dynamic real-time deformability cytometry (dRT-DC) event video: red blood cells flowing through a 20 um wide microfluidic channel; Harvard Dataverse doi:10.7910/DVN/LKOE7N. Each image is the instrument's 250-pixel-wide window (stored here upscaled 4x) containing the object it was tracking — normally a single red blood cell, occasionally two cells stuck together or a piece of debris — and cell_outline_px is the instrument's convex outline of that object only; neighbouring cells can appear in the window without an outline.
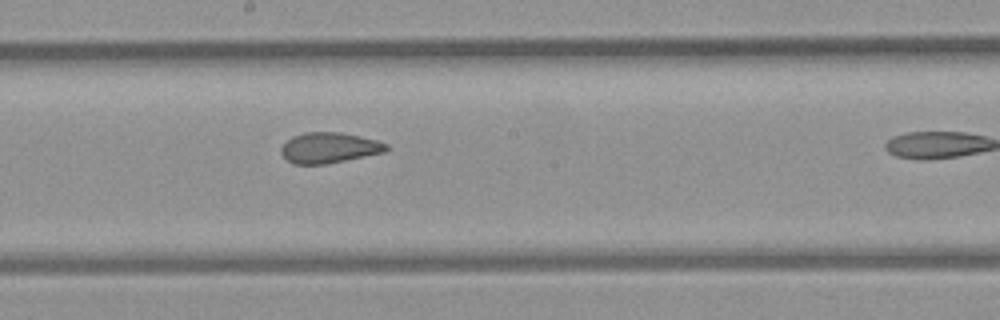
{"species": "common noctule bat (a hibernating species)", "species_latin": "Nyctalus noctula", "temperature_condition": "room temperature", "stored_images_in_passage": 9, "segment_of_instrument_passage": [1, 2], "camera_frame_rate_fps": 3000, "um_per_image_px": 0.085, "animal": {"sex": "female", "body_mass_g": 21.9}, "frame": {"image": 1, "passage_image": 8, "time_ms": 9.333, "image_size_px": [1000, 320], "cell_outline_px": [[388, 148], [384, 152], [324, 164], [296, 164], [288, 160], [280, 152], [280, 148], [292, 136], [304, 132], [340, 132], [360, 136], [376, 140], [388, 144]], "centroid_in_image_um": [27.96, 12.54], "position_along_channel_um": 220.2, "area_um2": 18.5}}